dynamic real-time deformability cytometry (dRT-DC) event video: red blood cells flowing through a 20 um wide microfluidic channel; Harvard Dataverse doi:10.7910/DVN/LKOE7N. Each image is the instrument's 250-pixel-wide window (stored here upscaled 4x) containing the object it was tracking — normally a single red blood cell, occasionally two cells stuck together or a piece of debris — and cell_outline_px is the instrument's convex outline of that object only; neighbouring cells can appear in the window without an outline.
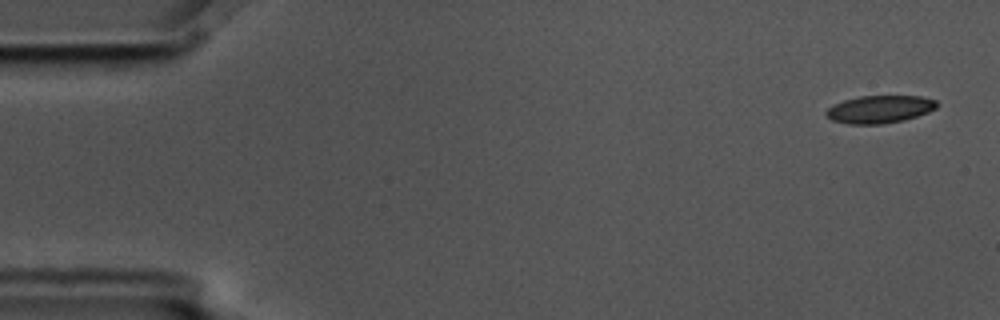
{"species": "common noctule bat (a hibernating species)", "species_latin": "Nyctalus noctula", "temperature_condition": "cold", "stored_images_in_passage": 5, "camera_frame_rate_fps": 3000, "um_per_image_px": 0.085, "animal": {"sex": "male", "body_mass_g": 17.5, "forearm_length_mm": 52.3}, "frame": {"image": 1, "passage_image": 1, "time_ms": 0.0, "image_size_px": [1000, 320], "cell_outline_px": [[940, 104], [936, 108], [928, 112], [904, 120], [884, 124], [848, 124], [832, 120], [824, 116], [824, 112], [832, 104], [844, 100], [860, 96], [920, 96], [936, 100]], "centroid_in_image_um": [74.75, 9.29], "position_along_channel_um": 10.3, "area_um2": 18.03}}
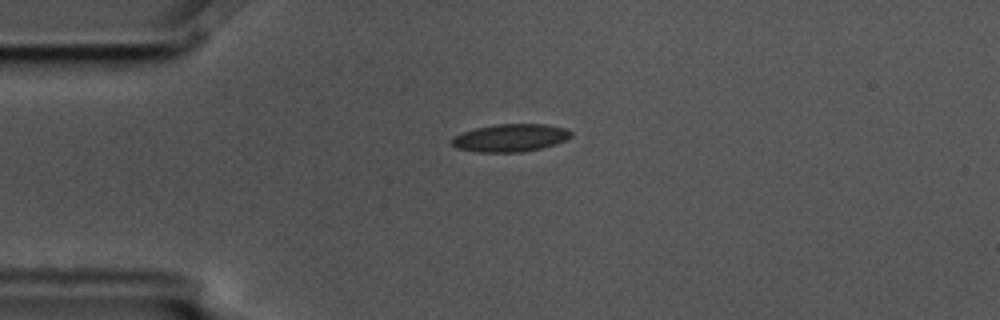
{"frame": {"image": 2, "passage_image": 4, "time_ms": 1.0, "image_size_px": [1000, 320], "cell_outline_px": [[572, 136], [556, 144], [540, 148], [520, 152], [480, 152], [456, 148], [452, 144], [452, 136], [476, 128], [496, 124], [544, 124], [568, 128], [572, 132]], "centroid_in_image_um": [43.4, 11.71], "position_along_channel_um": 41.6, "area_um2": 19.19}}